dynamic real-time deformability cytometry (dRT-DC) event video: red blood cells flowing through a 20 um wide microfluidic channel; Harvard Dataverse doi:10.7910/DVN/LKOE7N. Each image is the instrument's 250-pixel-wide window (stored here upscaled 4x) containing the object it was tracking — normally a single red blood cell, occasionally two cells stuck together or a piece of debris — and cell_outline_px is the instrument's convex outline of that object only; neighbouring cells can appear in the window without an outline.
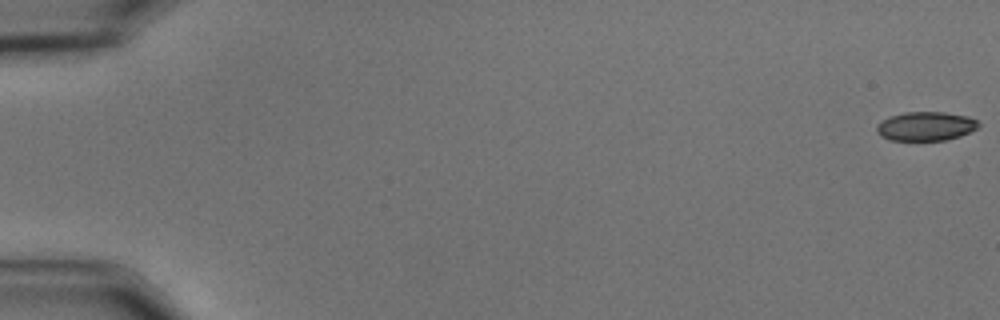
{"species": "common noctule bat (a hibernating species)", "species_latin": "Nyctalus noctula", "temperature_condition": "cold", "stored_images_in_passage": 11, "camera_frame_rate_fps": 3000, "um_per_image_px": 0.085, "animal": {"sex": "male", "body_mass_g": 15.6}, "frame": {"image": 1, "passage_image": 1, "time_ms": 0.0, "image_size_px": [1000, 320], "cell_outline_px": [[980, 124], [976, 128], [960, 136], [944, 140], [888, 140], [880, 136], [876, 132], [876, 124], [888, 116], [904, 112], [944, 112], [968, 116], [976, 120]], "centroid_in_image_um": [78.63, 10.72], "position_along_channel_um": 6.4, "area_um2": 17.28}}